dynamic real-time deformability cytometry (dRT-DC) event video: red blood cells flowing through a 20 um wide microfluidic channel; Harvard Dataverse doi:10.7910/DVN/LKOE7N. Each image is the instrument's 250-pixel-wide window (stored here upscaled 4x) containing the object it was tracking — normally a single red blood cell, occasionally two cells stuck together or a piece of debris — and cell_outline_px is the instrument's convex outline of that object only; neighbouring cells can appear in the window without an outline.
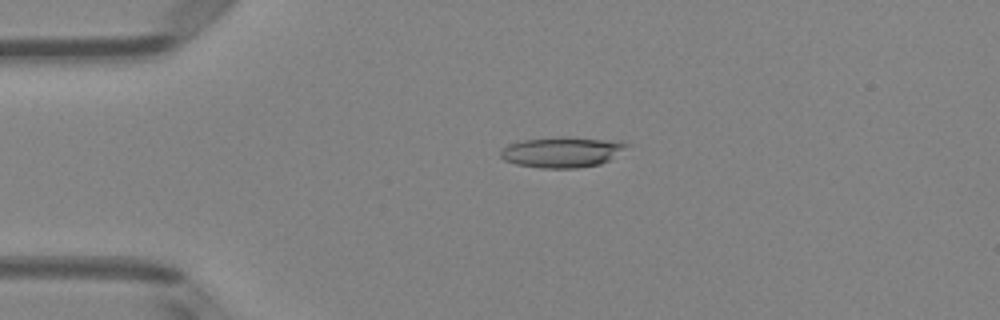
{"species": "Egyptian fruit bat (a non-hibernating species)", "species_latin": "Rousettus aegyptiacus", "temperature_condition": "room temperature", "stored_images_in_passage": 49, "camera_frame_rate_fps": 3000, "um_per_image_px": 0.085, "animal": {"sex": "female"}, "frame": {"image": 1, "passage_image": 11, "time_ms": 3.333, "image_size_px": [1000, 320], "cell_outline_px": [[632, 144], [608, 160], [600, 164], [576, 168], [540, 168], [516, 164], [504, 160], [500, 156], [500, 152], [508, 144], [524, 140], [560, 136], [620, 140]], "centroid_in_image_um": [47.8, 12.91], "position_along_channel_um": 37.2, "area_um2": 22.6}}
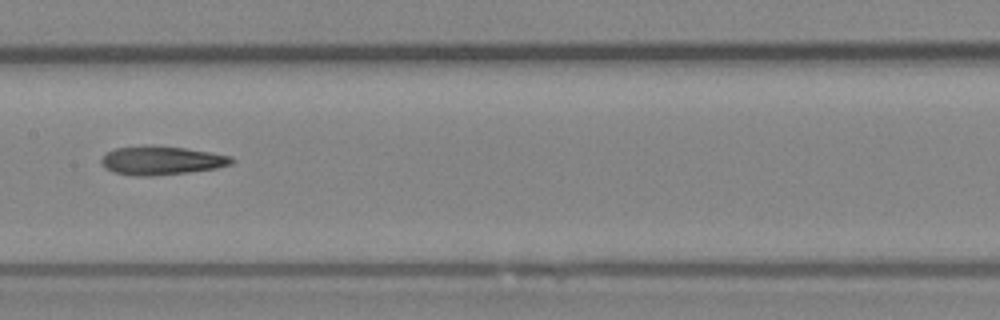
{"frame": {"image": 2, "passage_image": 25, "time_ms": 8.0, "image_size_px": [1000, 320], "cell_outline_px": [[236, 160], [232, 164], [216, 168], [188, 172], [152, 176], [136, 176], [112, 172], [104, 168], [100, 160], [108, 152], [116, 148], [184, 148], [212, 152], [232, 156]], "centroid_in_image_um": [13.78, 13.69], "position_along_channel_um": 193.6, "area_um2": 21.04}}
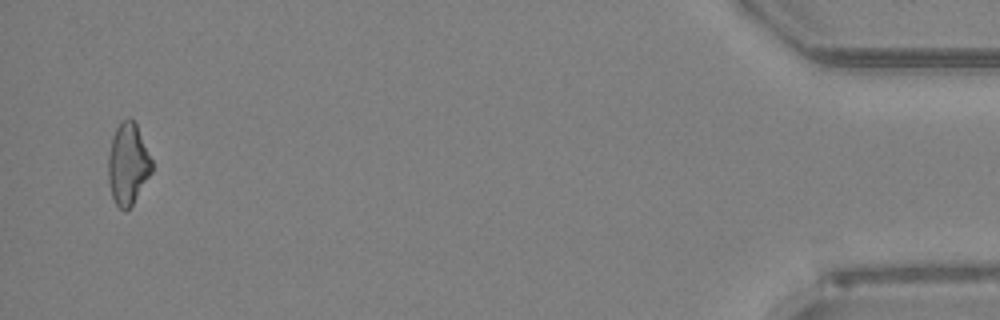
{"frame": {"image": 3, "passage_image": 48, "time_ms": 15.667, "image_size_px": [1000, 320], "cell_outline_px": [[152, 172], [132, 204], [124, 212], [116, 204], [112, 196], [108, 180], [108, 156], [112, 136], [120, 120], [128, 116], [136, 124], [152, 160]], "centroid_in_image_um": [10.86, 13.91], "position_along_channel_um": 424.3, "area_um2": 20.63}}